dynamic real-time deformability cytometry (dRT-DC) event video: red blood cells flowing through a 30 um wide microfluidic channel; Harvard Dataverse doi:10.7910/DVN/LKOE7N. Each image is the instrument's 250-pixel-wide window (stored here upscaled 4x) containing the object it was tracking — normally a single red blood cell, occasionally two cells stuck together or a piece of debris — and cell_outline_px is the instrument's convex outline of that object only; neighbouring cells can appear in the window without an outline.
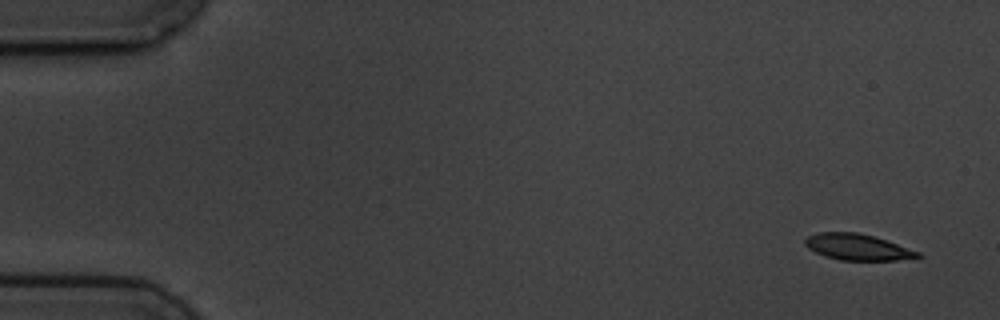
{"species": "common noctule bat (a hibernating species)", "species_latin": "Nyctalus noctula", "temperature_condition": "cold", "stored_images_in_passage": 4, "camera_frame_rate_fps": 3000, "um_per_image_px": 0.085, "animal": {"sex": "male", "body_mass_g": 19.5, "forearm_length_mm": 54.6}, "frame": {"image": 1, "passage_image": 1, "time_ms": 0.0, "image_size_px": [1000, 320], "cell_outline_px": [[924, 256], [916, 260], [840, 260], [824, 256], [808, 248], [804, 244], [804, 240], [808, 236], [816, 232], [856, 232], [872, 236], [920, 252]], "centroid_in_image_um": [72.92, 21.02], "position_along_channel_um": 12.1, "area_um2": 17.28}}
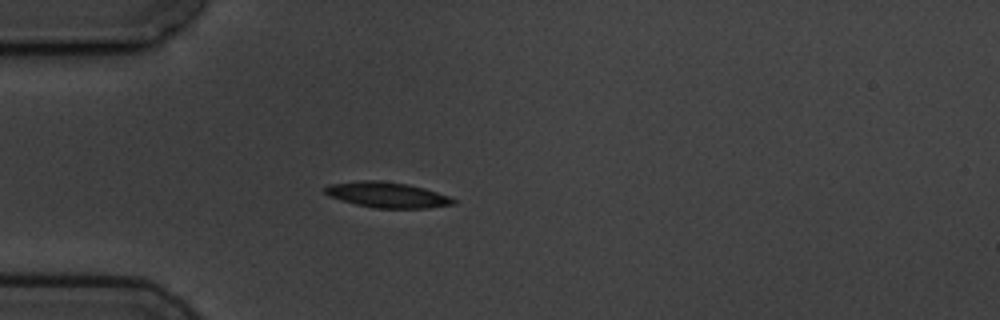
{"frame": {"image": 2, "passage_image": 4, "time_ms": 4.333, "image_size_px": [1000, 320], "cell_outline_px": [[460, 200], [456, 204], [428, 208], [372, 208], [340, 200], [328, 196], [324, 192], [324, 188], [328, 184], [360, 180], [380, 180], [408, 184], [424, 188]], "centroid_in_image_um": [32.91, 16.56], "position_along_channel_um": 52.1, "area_um2": 19.36}}